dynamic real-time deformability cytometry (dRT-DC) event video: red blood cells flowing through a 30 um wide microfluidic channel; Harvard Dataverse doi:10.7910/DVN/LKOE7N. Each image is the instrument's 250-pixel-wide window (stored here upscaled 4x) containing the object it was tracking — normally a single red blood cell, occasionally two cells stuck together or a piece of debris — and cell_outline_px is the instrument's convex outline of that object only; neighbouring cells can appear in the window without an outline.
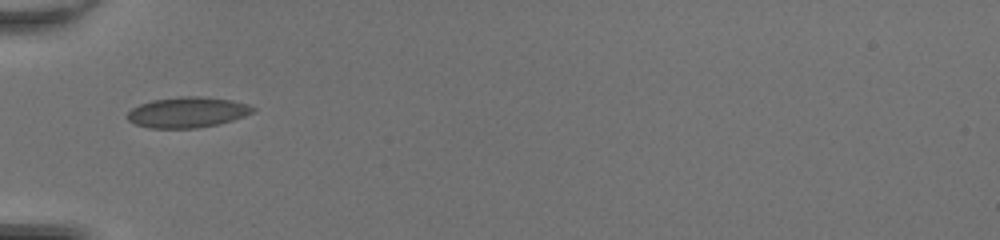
{"species": "common noctule bat (a hibernating species)", "species_latin": "Nyctalus noctula", "temperature_condition": "room temperature", "stored_images_in_passage": 32, "camera_frame_rate_fps": 3000, "um_per_image_px": 0.085, "animal": {"sex": "female", "body_mass_g": 20.0, "forearm_length_mm": 54.0}, "frame": {"image": 1, "passage_image": 1, "time_ms": 0.0, "image_size_px": [1000, 240], "cell_outline_px": [[256, 108], [252, 112], [244, 116], [220, 124], [196, 128], [152, 128], [136, 124], [128, 120], [124, 116], [132, 108], [140, 104], [152, 100], [180, 96], [200, 96], [232, 100], [248, 104]], "centroid_in_image_um": [15.92, 9.54], "position_along_channel_um": 69.1, "area_um2": 22.43}}
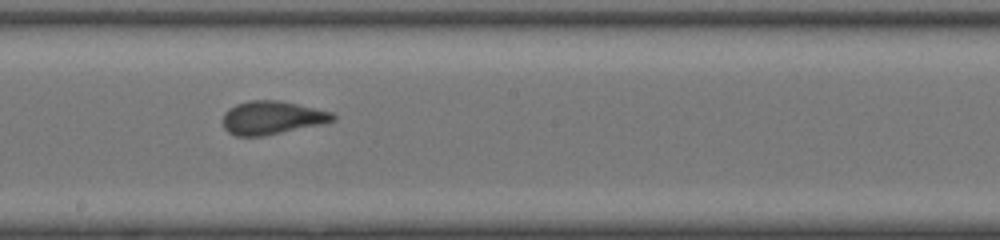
{"frame": {"image": 2, "passage_image": 12, "time_ms": 3.667, "image_size_px": [1000, 240], "cell_outline_px": [[336, 120], [328, 124], [264, 136], [236, 136], [228, 132], [224, 128], [224, 112], [228, 108], [236, 104], [248, 100], [280, 100], [332, 112], [336, 116]], "centroid_in_image_um": [23.17, 10.01], "position_along_channel_um": 225.0, "area_um2": 21.79}}
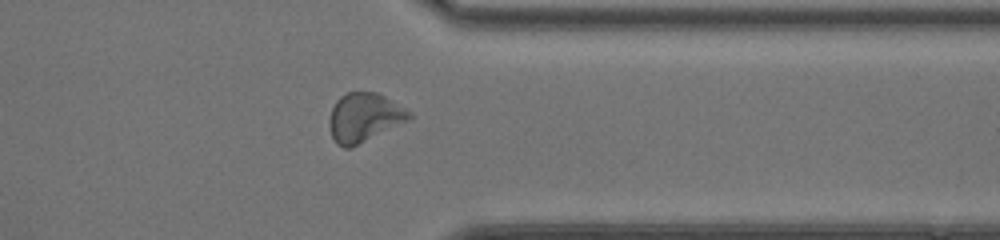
{"frame": {"image": 3, "passage_image": 23, "time_ms": 7.333, "image_size_px": [1000, 240], "cell_outline_px": [[412, 116], [408, 120], [352, 148], [344, 148], [336, 144], [332, 136], [328, 124], [328, 120], [332, 108], [336, 100], [340, 96], [348, 92], [376, 92], [384, 96], [412, 112]], "centroid_in_image_um": [30.92, 9.99], "position_along_channel_um": 380.5, "area_um2": 22.77}, "authors_computed_cell_mechanics": {"area_um2": 21.5883, "velocity_mm_per_s": 4.3108, "shape_relaxation_time_tau1_ms": 4.3594, "shape_relaxation_time_tau2_ms": 0.3624, "deformation_change_tau1": 0.1196, "deformation_change_tau2": 0.07}}